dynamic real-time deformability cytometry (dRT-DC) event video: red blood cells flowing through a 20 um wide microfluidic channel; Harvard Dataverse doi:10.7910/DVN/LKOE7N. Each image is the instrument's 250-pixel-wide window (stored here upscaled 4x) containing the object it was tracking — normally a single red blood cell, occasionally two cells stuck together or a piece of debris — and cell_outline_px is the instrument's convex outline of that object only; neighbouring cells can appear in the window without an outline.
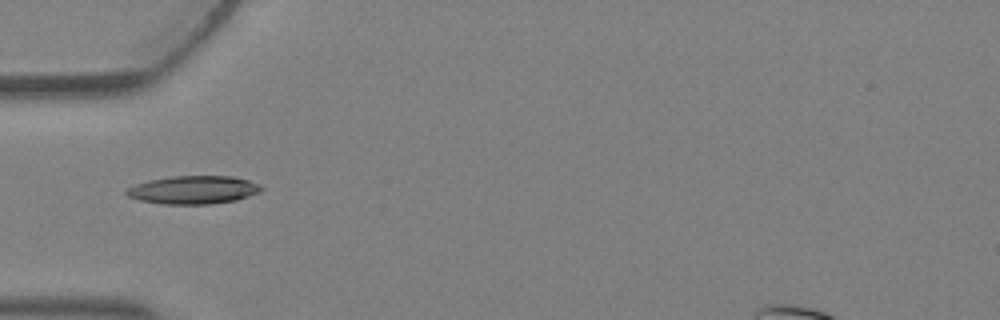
{"species": "Egyptian fruit bat (a non-hibernating species)", "species_latin": "Rousettus aegyptiacus", "temperature_condition": "warm", "stored_images_in_passage": 1, "camera_frame_rate_fps": 3000, "um_per_image_px": 0.085, "animal": {"sex": "female"}, "frame": {"image": 1, "passage_image": 1, "time_ms": 0.0, "image_size_px": [1000, 320], "cell_outline_px": [[264, 188], [260, 192], [236, 200], [212, 204], [160, 204], [140, 200], [128, 196], [124, 192], [128, 188], [136, 184], [148, 180], [172, 176], [232, 176], [248, 180], [260, 184]], "centroid_in_image_um": [16.45, 16.14], "position_along_channel_um": 68.6, "area_um2": 22.2}}